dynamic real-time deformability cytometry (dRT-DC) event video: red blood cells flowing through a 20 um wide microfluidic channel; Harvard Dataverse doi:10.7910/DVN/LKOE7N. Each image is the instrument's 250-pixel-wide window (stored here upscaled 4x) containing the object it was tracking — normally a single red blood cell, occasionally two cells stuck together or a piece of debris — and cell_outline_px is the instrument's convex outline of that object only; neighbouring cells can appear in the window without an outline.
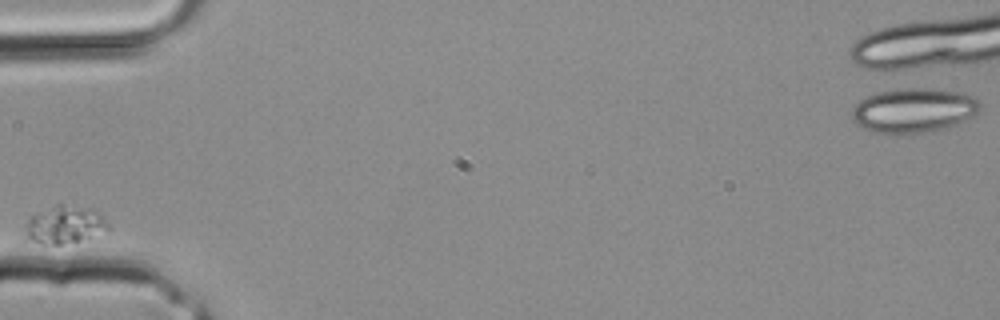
{"species": "common noctule bat (a hibernating species)", "species_latin": "Nyctalus noctula", "temperature_condition": "room temperature", "stored_images_in_passage": 1, "camera_frame_rate_fps": 3000, "um_per_image_px": 0.085, "animal": {"sex": "male", "body_mass_g": 20.4}, "frame": {"image": 1, "passage_image": 1, "time_ms": 0.0, "image_size_px": [1000, 320], "cell_outline_px": [[108, 228], [88, 236], [64, 244], [44, 244], [20, 240], [28, 220], [36, 212], [56, 204], [60, 204], [96, 208], [100, 212], [108, 224]], "centroid_in_image_um": [5.38, 19.08], "position_along_channel_um": 79.6, "area_um2": 18.38}}